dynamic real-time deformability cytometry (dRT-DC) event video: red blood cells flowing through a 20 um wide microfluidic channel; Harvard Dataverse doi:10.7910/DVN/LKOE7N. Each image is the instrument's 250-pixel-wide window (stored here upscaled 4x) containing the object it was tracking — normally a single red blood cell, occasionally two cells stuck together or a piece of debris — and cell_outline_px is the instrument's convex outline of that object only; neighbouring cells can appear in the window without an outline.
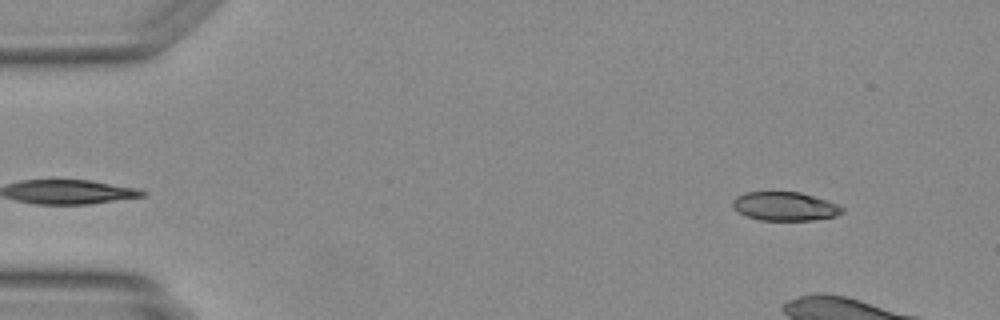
{"species": "Egyptian fruit bat (a non-hibernating species)", "species_latin": "Rousettus aegyptiacus", "temperature_condition": "warm", "stored_images_in_passage": 10, "camera_frame_rate_fps": 3000, "um_per_image_px": 0.085, "animal": {"sex": "female"}, "frame": {"image": 1, "passage_image": 1, "time_ms": 0.0, "image_size_px": [1000, 320], "cell_outline_px": [[844, 212], [836, 216], [812, 220], [760, 220], [748, 216], [740, 212], [732, 204], [732, 200], [736, 196], [744, 192], [800, 192], [836, 204], [844, 208]], "centroid_in_image_um": [66.71, 17.53], "position_along_channel_um": 18.3, "area_um2": 18.09}}